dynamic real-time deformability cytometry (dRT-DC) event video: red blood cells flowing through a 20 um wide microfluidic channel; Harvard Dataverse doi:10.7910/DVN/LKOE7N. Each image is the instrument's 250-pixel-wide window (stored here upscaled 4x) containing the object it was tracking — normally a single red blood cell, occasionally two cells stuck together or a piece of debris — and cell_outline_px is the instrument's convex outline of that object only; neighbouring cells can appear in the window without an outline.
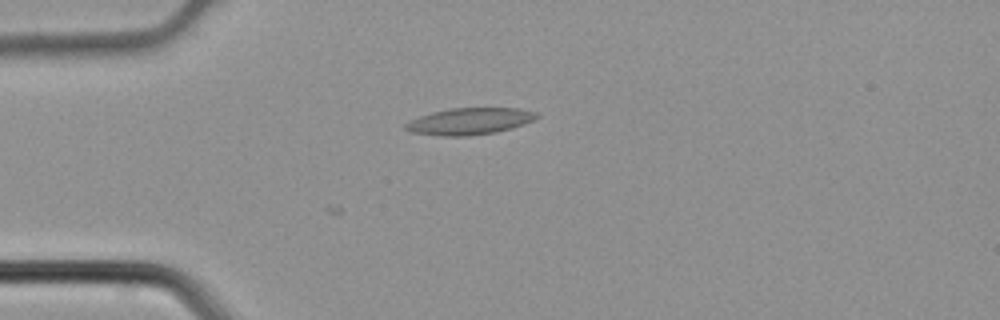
{"species": "common noctule bat (a hibernating species)", "species_latin": "Nyctalus noctula", "temperature_condition": "cold", "stored_images_in_passage": 3, "camera_frame_rate_fps": 3000, "um_per_image_px": 0.085, "animal": {"sex": "male", "body_mass_g": 21.5, "forearm_length_mm": 52.0}, "frame": {"image": 1, "passage_image": 3, "time_ms": 0.667, "image_size_px": [1000, 320], "cell_outline_px": [[540, 116], [524, 124], [512, 128], [496, 132], [468, 136], [440, 136], [412, 132], [404, 128], [404, 124], [420, 116], [432, 112], [452, 108], [516, 108], [536, 112]], "centroid_in_image_um": [39.92, 10.31], "position_along_channel_um": 45.1, "area_um2": 20.29}}